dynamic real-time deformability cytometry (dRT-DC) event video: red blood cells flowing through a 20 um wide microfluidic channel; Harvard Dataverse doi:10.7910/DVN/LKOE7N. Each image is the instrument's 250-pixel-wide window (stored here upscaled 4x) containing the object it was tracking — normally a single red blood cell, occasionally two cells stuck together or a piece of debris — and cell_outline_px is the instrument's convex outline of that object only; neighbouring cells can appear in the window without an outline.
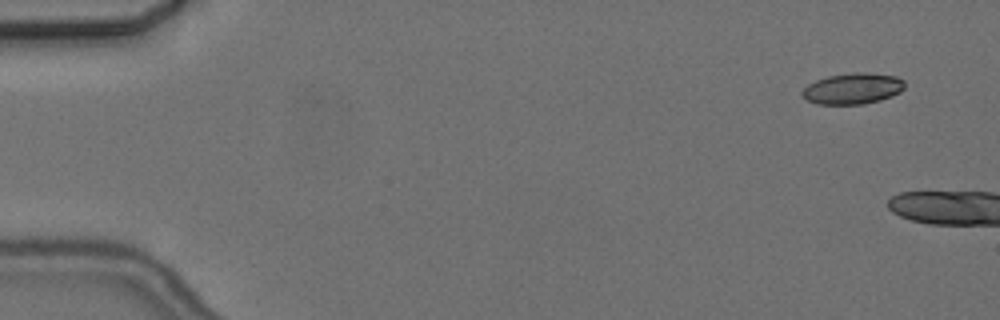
{"species": "common noctule bat (a hibernating species)", "species_latin": "Nyctalus noctula", "temperature_condition": "cold", "stored_images_in_passage": 3, "camera_frame_rate_fps": 3000, "um_per_image_px": 0.085, "animal": {"sex": "female", "body_mass_g": 24.6, "forearm_length_mm": 56.2}, "frame": {"image": 1, "passage_image": 2, "time_ms": 1.0, "image_size_px": [1000, 320], "cell_outline_px": [[904, 88], [900, 92], [892, 96], [880, 100], [864, 104], [816, 104], [800, 96], [800, 92], [808, 84], [816, 80], [828, 76], [856, 72], [864, 72], [896, 76], [904, 80]], "centroid_in_image_um": [72.47, 7.53], "position_along_channel_um": 12.5, "area_um2": 18.61}}